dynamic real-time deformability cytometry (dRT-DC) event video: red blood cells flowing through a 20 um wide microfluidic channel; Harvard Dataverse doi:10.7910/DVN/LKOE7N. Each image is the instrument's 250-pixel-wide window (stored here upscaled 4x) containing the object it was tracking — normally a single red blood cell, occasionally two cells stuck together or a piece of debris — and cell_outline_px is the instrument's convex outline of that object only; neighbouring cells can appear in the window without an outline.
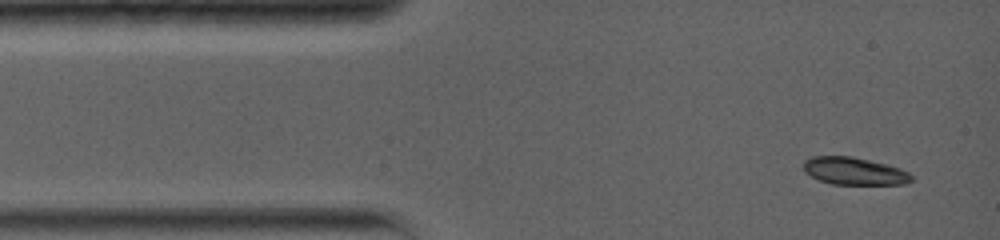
{"species": "common noctule bat (a hibernating species)", "species_latin": "Nyctalus noctula", "temperature_condition": "warm", "stored_images_in_passage": 8, "camera_frame_rate_fps": 5000, "um_per_image_px": 0.085, "animal": {"sex": "female", "body_mass_g": 19.0, "forearm_length_mm": 56.7}, "frame": {"image": 1, "passage_image": 1, "time_ms": 0.0, "image_size_px": [1000, 240], "cell_outline_px": [[912, 180], [904, 184], [832, 184], [820, 180], [804, 172], [804, 160], [812, 156], [852, 156], [888, 164], [900, 168], [908, 172], [912, 176]], "centroid_in_image_um": [72.61, 14.53], "position_along_channel_um": 12.4, "area_um2": 17.28}}
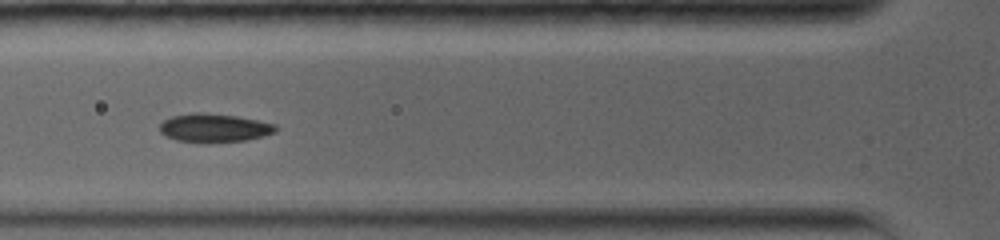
{"frame": {"image": 2, "passage_image": 6, "time_ms": 4.0, "image_size_px": [1000, 240], "cell_outline_px": [[276, 132], [264, 136], [248, 140], [176, 140], [164, 136], [160, 132], [160, 124], [164, 120], [172, 116], [192, 112], [204, 112], [236, 116], [276, 124]], "centroid_in_image_um": [18.2, 10.83], "position_along_channel_um": 107.6, "area_um2": 18.67}}
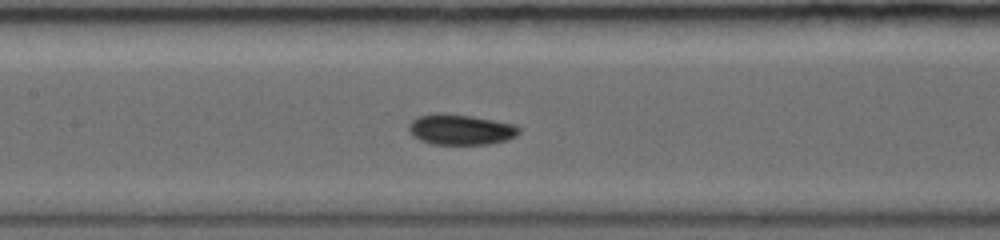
{"frame": {"image": 3, "passage_image": 8, "time_ms": 5.6, "image_size_px": [1000, 240], "cell_outline_px": [[520, 132], [516, 136], [508, 140], [488, 144], [432, 144], [420, 140], [412, 136], [408, 132], [408, 124], [416, 116], [436, 112], [440, 112], [472, 116], [516, 124], [520, 128]], "centroid_in_image_um": [39.13, 11.0], "position_along_channel_um": 168.3, "area_um2": 20.0}}